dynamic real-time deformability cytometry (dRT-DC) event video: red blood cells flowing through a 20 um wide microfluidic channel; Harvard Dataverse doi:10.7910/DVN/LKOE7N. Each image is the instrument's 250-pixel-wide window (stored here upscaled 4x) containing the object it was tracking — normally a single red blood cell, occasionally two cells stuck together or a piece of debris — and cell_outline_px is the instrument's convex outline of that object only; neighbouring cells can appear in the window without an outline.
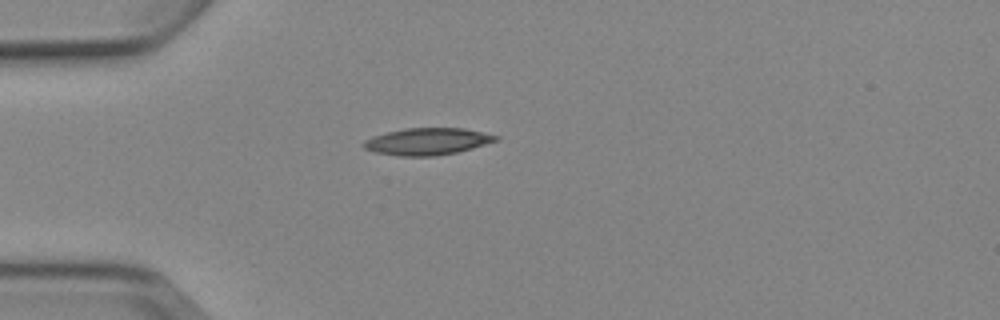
{"species": "Egyptian fruit bat (a non-hibernating species)", "species_latin": "Rousettus aegyptiacus", "temperature_condition": "cold", "stored_images_in_passage": 1, "camera_frame_rate_fps": 3000, "um_per_image_px": 0.085, "animal": {"sex": "female"}, "frame": {"image": 1, "passage_image": 1, "time_ms": 0.0, "image_size_px": [1000, 320], "cell_outline_px": [[500, 140], [472, 148], [456, 152], [432, 156], [400, 156], [376, 152], [364, 148], [360, 144], [364, 140], [372, 136], [404, 128], [464, 128], [500, 136]], "centroid_in_image_um": [36.32, 12.02], "position_along_channel_um": 48.7, "area_um2": 20.75}}